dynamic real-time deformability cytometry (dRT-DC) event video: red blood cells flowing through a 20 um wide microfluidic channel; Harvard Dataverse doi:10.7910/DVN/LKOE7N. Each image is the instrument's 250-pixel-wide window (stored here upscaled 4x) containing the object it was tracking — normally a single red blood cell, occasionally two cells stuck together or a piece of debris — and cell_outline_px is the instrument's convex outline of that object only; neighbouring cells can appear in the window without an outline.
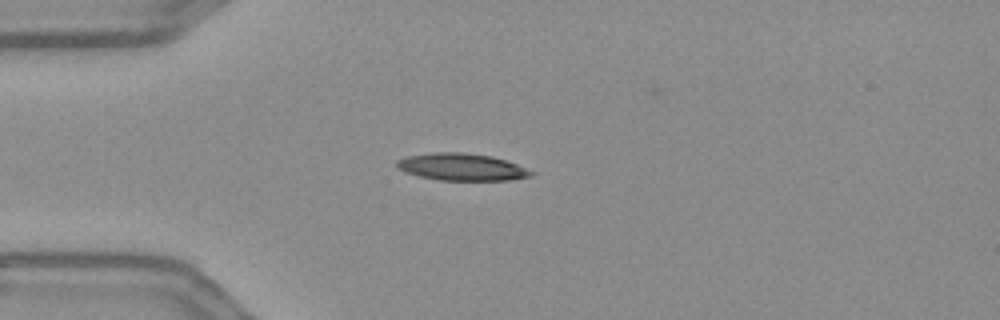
{"species": "Egyptian fruit bat (a non-hibernating species)", "species_latin": "Rousettus aegyptiacus", "temperature_condition": "warm", "stored_images_in_passage": 42, "camera_frame_rate_fps": 3000, "um_per_image_px": 0.085, "frame": {"image": 1, "passage_image": 1, "time_ms": 0.0, "image_size_px": [1000, 320], "cell_outline_px": [[536, 172], [532, 176], [512, 180], [436, 180], [404, 172], [396, 168], [396, 160], [408, 156], [432, 152], [460, 152], [492, 156], [516, 164]], "centroid_in_image_um": [39.23, 14.2], "position_along_channel_um": 45.8, "area_um2": 21.33}}
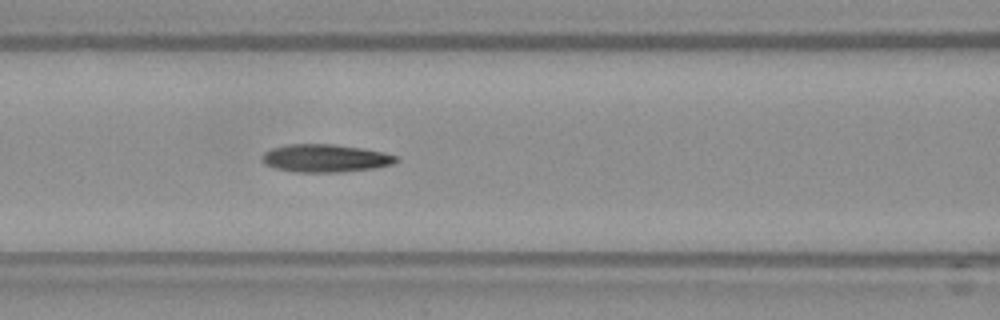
{"frame": {"image": 2, "passage_image": 10, "time_ms": 3.0, "image_size_px": [1000, 320], "cell_outline_px": [[400, 160], [392, 164], [376, 168], [340, 172], [296, 172], [276, 168], [264, 164], [260, 156], [264, 152], [272, 148], [288, 144], [332, 144], [364, 148], [396, 156]], "centroid_in_image_um": [27.63, 13.45], "position_along_channel_um": 139.0, "area_um2": 21.79}}
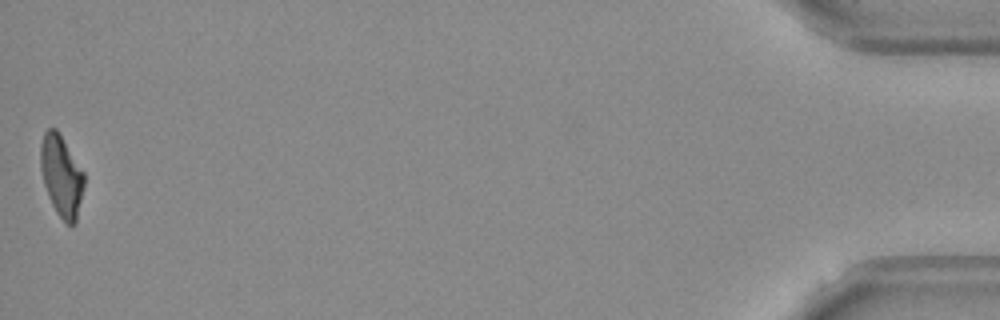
{"frame": {"image": 3, "passage_image": 42, "time_ms": 13.667, "image_size_px": [1000, 320], "cell_outline_px": [[84, 184], [76, 224], [72, 228], [56, 212], [48, 196], [44, 184], [40, 168], [40, 144], [44, 132], [48, 128], [56, 128], [84, 172]], "centroid_in_image_um": [5.21, 14.96], "position_along_channel_um": 430.0, "area_um2": 20.63}, "authors_computed_cell_mechanics": {"area_um2": 21.386, "velocity_mm_per_s": 3.6411, "shape_relaxation_time_tau1_ms": null, "shape_relaxation_time_tau2_ms": 4.7548, "deformation_change_tau1": null, "deformation_change_tau2": 0.1376}}